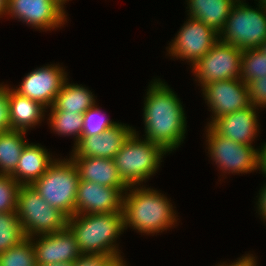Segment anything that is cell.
I'll return each mask as SVG.
<instances>
[{
    "label": "cell",
    "instance_id": "obj_10",
    "mask_svg": "<svg viewBox=\"0 0 266 266\" xmlns=\"http://www.w3.org/2000/svg\"><path fill=\"white\" fill-rule=\"evenodd\" d=\"M188 18L167 51L170 56L188 60L193 66L219 41V33L202 21Z\"/></svg>",
    "mask_w": 266,
    "mask_h": 266
},
{
    "label": "cell",
    "instance_id": "obj_5",
    "mask_svg": "<svg viewBox=\"0 0 266 266\" xmlns=\"http://www.w3.org/2000/svg\"><path fill=\"white\" fill-rule=\"evenodd\" d=\"M79 172L69 159H56L31 186L50 205L68 218L75 215Z\"/></svg>",
    "mask_w": 266,
    "mask_h": 266
},
{
    "label": "cell",
    "instance_id": "obj_11",
    "mask_svg": "<svg viewBox=\"0 0 266 266\" xmlns=\"http://www.w3.org/2000/svg\"><path fill=\"white\" fill-rule=\"evenodd\" d=\"M201 90L213 114L207 125L223 115L251 105L248 85L241 79L215 81L203 86Z\"/></svg>",
    "mask_w": 266,
    "mask_h": 266
},
{
    "label": "cell",
    "instance_id": "obj_37",
    "mask_svg": "<svg viewBox=\"0 0 266 266\" xmlns=\"http://www.w3.org/2000/svg\"><path fill=\"white\" fill-rule=\"evenodd\" d=\"M8 9V0H0V18H2V15L7 14Z\"/></svg>",
    "mask_w": 266,
    "mask_h": 266
},
{
    "label": "cell",
    "instance_id": "obj_19",
    "mask_svg": "<svg viewBox=\"0 0 266 266\" xmlns=\"http://www.w3.org/2000/svg\"><path fill=\"white\" fill-rule=\"evenodd\" d=\"M75 163L80 180L114 188H128L118 174L114 159L98 157H70Z\"/></svg>",
    "mask_w": 266,
    "mask_h": 266
},
{
    "label": "cell",
    "instance_id": "obj_21",
    "mask_svg": "<svg viewBox=\"0 0 266 266\" xmlns=\"http://www.w3.org/2000/svg\"><path fill=\"white\" fill-rule=\"evenodd\" d=\"M235 0H187L188 15L220 33Z\"/></svg>",
    "mask_w": 266,
    "mask_h": 266
},
{
    "label": "cell",
    "instance_id": "obj_25",
    "mask_svg": "<svg viewBox=\"0 0 266 266\" xmlns=\"http://www.w3.org/2000/svg\"><path fill=\"white\" fill-rule=\"evenodd\" d=\"M26 236L16 212L0 213V253L21 243Z\"/></svg>",
    "mask_w": 266,
    "mask_h": 266
},
{
    "label": "cell",
    "instance_id": "obj_14",
    "mask_svg": "<svg viewBox=\"0 0 266 266\" xmlns=\"http://www.w3.org/2000/svg\"><path fill=\"white\" fill-rule=\"evenodd\" d=\"M127 189L80 180L75 214L123 213V198Z\"/></svg>",
    "mask_w": 266,
    "mask_h": 266
},
{
    "label": "cell",
    "instance_id": "obj_24",
    "mask_svg": "<svg viewBox=\"0 0 266 266\" xmlns=\"http://www.w3.org/2000/svg\"><path fill=\"white\" fill-rule=\"evenodd\" d=\"M48 122L50 128L58 135L75 136L76 144L81 137L83 128V114H74L64 111H50Z\"/></svg>",
    "mask_w": 266,
    "mask_h": 266
},
{
    "label": "cell",
    "instance_id": "obj_15",
    "mask_svg": "<svg viewBox=\"0 0 266 266\" xmlns=\"http://www.w3.org/2000/svg\"><path fill=\"white\" fill-rule=\"evenodd\" d=\"M38 237L39 239L37 237L30 238L37 265L73 263L82 255L74 235L68 228Z\"/></svg>",
    "mask_w": 266,
    "mask_h": 266
},
{
    "label": "cell",
    "instance_id": "obj_22",
    "mask_svg": "<svg viewBox=\"0 0 266 266\" xmlns=\"http://www.w3.org/2000/svg\"><path fill=\"white\" fill-rule=\"evenodd\" d=\"M95 102L94 94L89 89L82 85L70 84L67 78L49 109L50 111L84 114L96 104Z\"/></svg>",
    "mask_w": 266,
    "mask_h": 266
},
{
    "label": "cell",
    "instance_id": "obj_7",
    "mask_svg": "<svg viewBox=\"0 0 266 266\" xmlns=\"http://www.w3.org/2000/svg\"><path fill=\"white\" fill-rule=\"evenodd\" d=\"M16 213L26 238L51 234L67 228L68 217L50 206L32 186H20Z\"/></svg>",
    "mask_w": 266,
    "mask_h": 266
},
{
    "label": "cell",
    "instance_id": "obj_33",
    "mask_svg": "<svg viewBox=\"0 0 266 266\" xmlns=\"http://www.w3.org/2000/svg\"><path fill=\"white\" fill-rule=\"evenodd\" d=\"M257 260L256 258L253 256V254H246L245 256H242L241 258H239L238 260H236L235 262H233L232 264L230 263L225 264H219L216 266H257Z\"/></svg>",
    "mask_w": 266,
    "mask_h": 266
},
{
    "label": "cell",
    "instance_id": "obj_31",
    "mask_svg": "<svg viewBox=\"0 0 266 266\" xmlns=\"http://www.w3.org/2000/svg\"><path fill=\"white\" fill-rule=\"evenodd\" d=\"M8 94V85L0 84V133L11 130Z\"/></svg>",
    "mask_w": 266,
    "mask_h": 266
},
{
    "label": "cell",
    "instance_id": "obj_32",
    "mask_svg": "<svg viewBox=\"0 0 266 266\" xmlns=\"http://www.w3.org/2000/svg\"><path fill=\"white\" fill-rule=\"evenodd\" d=\"M109 258L107 255L82 254L73 262V266H103Z\"/></svg>",
    "mask_w": 266,
    "mask_h": 266
},
{
    "label": "cell",
    "instance_id": "obj_1",
    "mask_svg": "<svg viewBox=\"0 0 266 266\" xmlns=\"http://www.w3.org/2000/svg\"><path fill=\"white\" fill-rule=\"evenodd\" d=\"M151 83L144 98V138L171 153L185 139L187 122L184 108L177 95L161 79Z\"/></svg>",
    "mask_w": 266,
    "mask_h": 266
},
{
    "label": "cell",
    "instance_id": "obj_28",
    "mask_svg": "<svg viewBox=\"0 0 266 266\" xmlns=\"http://www.w3.org/2000/svg\"><path fill=\"white\" fill-rule=\"evenodd\" d=\"M101 112L102 111L99 109V107L94 105L83 114V128L81 137L98 135L103 133L106 129L118 124L117 122L104 117L105 114H101Z\"/></svg>",
    "mask_w": 266,
    "mask_h": 266
},
{
    "label": "cell",
    "instance_id": "obj_38",
    "mask_svg": "<svg viewBox=\"0 0 266 266\" xmlns=\"http://www.w3.org/2000/svg\"><path fill=\"white\" fill-rule=\"evenodd\" d=\"M37 266H73V263H54V264H44Z\"/></svg>",
    "mask_w": 266,
    "mask_h": 266
},
{
    "label": "cell",
    "instance_id": "obj_20",
    "mask_svg": "<svg viewBox=\"0 0 266 266\" xmlns=\"http://www.w3.org/2000/svg\"><path fill=\"white\" fill-rule=\"evenodd\" d=\"M8 99L11 129L27 132L41 123L47 109L41 103L19 95L12 88H9Z\"/></svg>",
    "mask_w": 266,
    "mask_h": 266
},
{
    "label": "cell",
    "instance_id": "obj_26",
    "mask_svg": "<svg viewBox=\"0 0 266 266\" xmlns=\"http://www.w3.org/2000/svg\"><path fill=\"white\" fill-rule=\"evenodd\" d=\"M266 76V55L259 48L245 49L241 55L240 79L247 85Z\"/></svg>",
    "mask_w": 266,
    "mask_h": 266
},
{
    "label": "cell",
    "instance_id": "obj_3",
    "mask_svg": "<svg viewBox=\"0 0 266 266\" xmlns=\"http://www.w3.org/2000/svg\"><path fill=\"white\" fill-rule=\"evenodd\" d=\"M67 228L82 254H121L116 240L125 230L123 213L75 214L68 218Z\"/></svg>",
    "mask_w": 266,
    "mask_h": 266
},
{
    "label": "cell",
    "instance_id": "obj_29",
    "mask_svg": "<svg viewBox=\"0 0 266 266\" xmlns=\"http://www.w3.org/2000/svg\"><path fill=\"white\" fill-rule=\"evenodd\" d=\"M20 186L11 175L0 174V213L16 212Z\"/></svg>",
    "mask_w": 266,
    "mask_h": 266
},
{
    "label": "cell",
    "instance_id": "obj_34",
    "mask_svg": "<svg viewBox=\"0 0 266 266\" xmlns=\"http://www.w3.org/2000/svg\"><path fill=\"white\" fill-rule=\"evenodd\" d=\"M260 191L257 202V208L258 212H260V216L263 218V221H266V185L262 189H260Z\"/></svg>",
    "mask_w": 266,
    "mask_h": 266
},
{
    "label": "cell",
    "instance_id": "obj_23",
    "mask_svg": "<svg viewBox=\"0 0 266 266\" xmlns=\"http://www.w3.org/2000/svg\"><path fill=\"white\" fill-rule=\"evenodd\" d=\"M26 132L11 129L0 133V174L10 175L17 166L21 153L28 143Z\"/></svg>",
    "mask_w": 266,
    "mask_h": 266
},
{
    "label": "cell",
    "instance_id": "obj_39",
    "mask_svg": "<svg viewBox=\"0 0 266 266\" xmlns=\"http://www.w3.org/2000/svg\"><path fill=\"white\" fill-rule=\"evenodd\" d=\"M259 50L266 55V41L259 47Z\"/></svg>",
    "mask_w": 266,
    "mask_h": 266
},
{
    "label": "cell",
    "instance_id": "obj_40",
    "mask_svg": "<svg viewBox=\"0 0 266 266\" xmlns=\"http://www.w3.org/2000/svg\"><path fill=\"white\" fill-rule=\"evenodd\" d=\"M60 6L64 8V4L69 0H55Z\"/></svg>",
    "mask_w": 266,
    "mask_h": 266
},
{
    "label": "cell",
    "instance_id": "obj_27",
    "mask_svg": "<svg viewBox=\"0 0 266 266\" xmlns=\"http://www.w3.org/2000/svg\"><path fill=\"white\" fill-rule=\"evenodd\" d=\"M0 266H37L32 240L26 238L0 253Z\"/></svg>",
    "mask_w": 266,
    "mask_h": 266
},
{
    "label": "cell",
    "instance_id": "obj_35",
    "mask_svg": "<svg viewBox=\"0 0 266 266\" xmlns=\"http://www.w3.org/2000/svg\"><path fill=\"white\" fill-rule=\"evenodd\" d=\"M259 149V169L266 177V143Z\"/></svg>",
    "mask_w": 266,
    "mask_h": 266
},
{
    "label": "cell",
    "instance_id": "obj_2",
    "mask_svg": "<svg viewBox=\"0 0 266 266\" xmlns=\"http://www.w3.org/2000/svg\"><path fill=\"white\" fill-rule=\"evenodd\" d=\"M124 194V229L132 227L140 233L154 235L177 223L171 200L158 190L130 186Z\"/></svg>",
    "mask_w": 266,
    "mask_h": 266
},
{
    "label": "cell",
    "instance_id": "obj_36",
    "mask_svg": "<svg viewBox=\"0 0 266 266\" xmlns=\"http://www.w3.org/2000/svg\"><path fill=\"white\" fill-rule=\"evenodd\" d=\"M121 255L110 257L103 266H127Z\"/></svg>",
    "mask_w": 266,
    "mask_h": 266
},
{
    "label": "cell",
    "instance_id": "obj_6",
    "mask_svg": "<svg viewBox=\"0 0 266 266\" xmlns=\"http://www.w3.org/2000/svg\"><path fill=\"white\" fill-rule=\"evenodd\" d=\"M257 5L259 8L253 9L246 2L236 1L219 40L241 50L259 48L266 41V5L259 1Z\"/></svg>",
    "mask_w": 266,
    "mask_h": 266
},
{
    "label": "cell",
    "instance_id": "obj_16",
    "mask_svg": "<svg viewBox=\"0 0 266 266\" xmlns=\"http://www.w3.org/2000/svg\"><path fill=\"white\" fill-rule=\"evenodd\" d=\"M134 131L133 127L118 123L98 135L80 137V140L74 145L70 157L114 159L115 155Z\"/></svg>",
    "mask_w": 266,
    "mask_h": 266
},
{
    "label": "cell",
    "instance_id": "obj_4",
    "mask_svg": "<svg viewBox=\"0 0 266 266\" xmlns=\"http://www.w3.org/2000/svg\"><path fill=\"white\" fill-rule=\"evenodd\" d=\"M139 138L137 131H134L114 157L118 174L128 187H138L147 181L168 153L161 145Z\"/></svg>",
    "mask_w": 266,
    "mask_h": 266
},
{
    "label": "cell",
    "instance_id": "obj_41",
    "mask_svg": "<svg viewBox=\"0 0 266 266\" xmlns=\"http://www.w3.org/2000/svg\"><path fill=\"white\" fill-rule=\"evenodd\" d=\"M259 2H263V3H266V0H259Z\"/></svg>",
    "mask_w": 266,
    "mask_h": 266
},
{
    "label": "cell",
    "instance_id": "obj_18",
    "mask_svg": "<svg viewBox=\"0 0 266 266\" xmlns=\"http://www.w3.org/2000/svg\"><path fill=\"white\" fill-rule=\"evenodd\" d=\"M56 160L40 144L27 143L21 153L16 169L10 174L21 186H31Z\"/></svg>",
    "mask_w": 266,
    "mask_h": 266
},
{
    "label": "cell",
    "instance_id": "obj_9",
    "mask_svg": "<svg viewBox=\"0 0 266 266\" xmlns=\"http://www.w3.org/2000/svg\"><path fill=\"white\" fill-rule=\"evenodd\" d=\"M242 52L236 46L219 40L192 66L200 87L215 81L240 79Z\"/></svg>",
    "mask_w": 266,
    "mask_h": 266
},
{
    "label": "cell",
    "instance_id": "obj_17",
    "mask_svg": "<svg viewBox=\"0 0 266 266\" xmlns=\"http://www.w3.org/2000/svg\"><path fill=\"white\" fill-rule=\"evenodd\" d=\"M257 107L250 105L247 108L223 115L214 120L210 126L219 134L234 142L252 145L258 136Z\"/></svg>",
    "mask_w": 266,
    "mask_h": 266
},
{
    "label": "cell",
    "instance_id": "obj_30",
    "mask_svg": "<svg viewBox=\"0 0 266 266\" xmlns=\"http://www.w3.org/2000/svg\"><path fill=\"white\" fill-rule=\"evenodd\" d=\"M250 103L254 107L266 108V76L257 78L248 84Z\"/></svg>",
    "mask_w": 266,
    "mask_h": 266
},
{
    "label": "cell",
    "instance_id": "obj_8",
    "mask_svg": "<svg viewBox=\"0 0 266 266\" xmlns=\"http://www.w3.org/2000/svg\"><path fill=\"white\" fill-rule=\"evenodd\" d=\"M206 129L208 153L223 173L259 170V149L219 135L210 125Z\"/></svg>",
    "mask_w": 266,
    "mask_h": 266
},
{
    "label": "cell",
    "instance_id": "obj_12",
    "mask_svg": "<svg viewBox=\"0 0 266 266\" xmlns=\"http://www.w3.org/2000/svg\"><path fill=\"white\" fill-rule=\"evenodd\" d=\"M65 13V9L55 0H8L6 15L48 31L67 22Z\"/></svg>",
    "mask_w": 266,
    "mask_h": 266
},
{
    "label": "cell",
    "instance_id": "obj_13",
    "mask_svg": "<svg viewBox=\"0 0 266 266\" xmlns=\"http://www.w3.org/2000/svg\"><path fill=\"white\" fill-rule=\"evenodd\" d=\"M64 70L63 67L52 64L34 69L23 78L19 87L13 90L49 108L67 79L68 74Z\"/></svg>",
    "mask_w": 266,
    "mask_h": 266
}]
</instances>
